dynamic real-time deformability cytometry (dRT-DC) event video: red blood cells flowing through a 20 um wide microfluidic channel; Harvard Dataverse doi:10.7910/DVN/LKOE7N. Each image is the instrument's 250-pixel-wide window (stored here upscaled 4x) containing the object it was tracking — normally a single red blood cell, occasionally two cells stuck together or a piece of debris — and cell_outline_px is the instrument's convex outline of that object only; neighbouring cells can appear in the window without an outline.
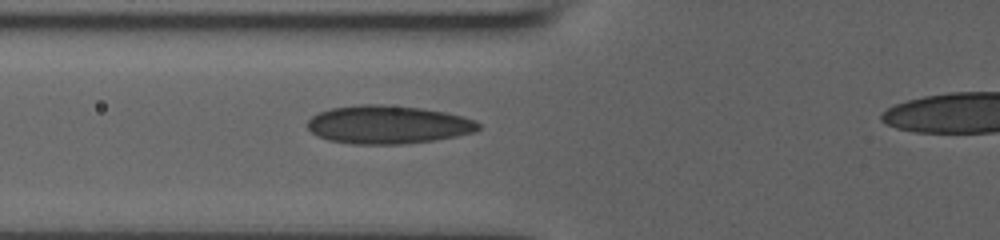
{"species": "human", "species_latin": "Homo sapiens", "temperature_condition": "room temperature", "stored_images_in_passage": 5, "camera_frame_rate_fps": 3000, "um_per_image_px": 0.085, "donor": {"sex": "male"}, "frame": {"image": 1, "passage_image": 5, "time_ms": 3.667, "image_size_px": [1000, 240], "cell_outline_px": [[480, 128], [476, 132], [456, 136], [432, 140], [404, 144], [352, 144], [328, 140], [316, 136], [308, 128], [308, 120], [312, 116], [320, 112], [332, 108], [360, 104], [384, 104], [420, 108], [444, 112], [476, 120], [480, 124]], "centroid_in_image_um": [32.97, 10.6], "position_along_channel_um": 92.8, "area_um2": 38.09}}